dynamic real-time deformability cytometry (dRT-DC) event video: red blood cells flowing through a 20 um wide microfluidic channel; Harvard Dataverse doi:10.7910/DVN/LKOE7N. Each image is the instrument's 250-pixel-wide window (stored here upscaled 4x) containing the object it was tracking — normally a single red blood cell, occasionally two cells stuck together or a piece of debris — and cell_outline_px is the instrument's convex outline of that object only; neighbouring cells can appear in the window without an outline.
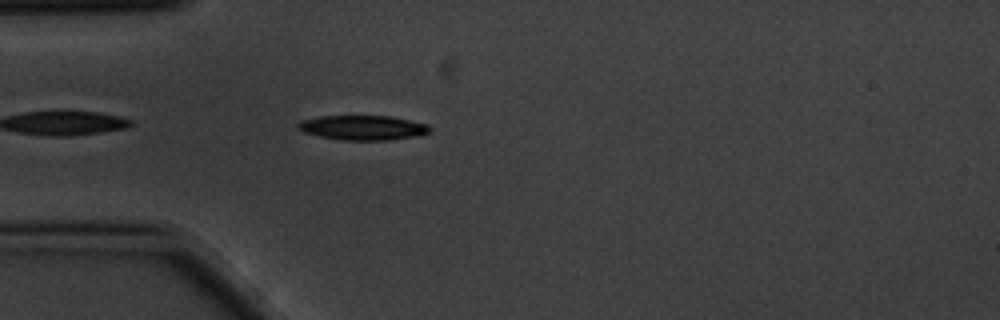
{"species": "common noctule bat (a hibernating species)", "species_latin": "Nyctalus noctula", "temperature_condition": "cold", "stored_images_in_passage": 4, "camera_frame_rate_fps": 3000, "um_per_image_px": 0.085, "animal": {"sex": "male", "body_mass_g": 20.1, "forearm_length_mm": 53.5}, "frame": {"image": 1, "passage_image": 4, "time_ms": 1.0, "image_size_px": [1000, 320], "cell_outline_px": [[432, 128], [428, 132], [420, 136], [388, 140], [344, 140], [320, 136], [304, 132], [296, 128], [296, 124], [300, 120], [320, 116], [392, 116], [428, 124]], "centroid_in_image_um": [30.85, 10.85], "position_along_channel_um": 54.1, "area_um2": 19.07}}